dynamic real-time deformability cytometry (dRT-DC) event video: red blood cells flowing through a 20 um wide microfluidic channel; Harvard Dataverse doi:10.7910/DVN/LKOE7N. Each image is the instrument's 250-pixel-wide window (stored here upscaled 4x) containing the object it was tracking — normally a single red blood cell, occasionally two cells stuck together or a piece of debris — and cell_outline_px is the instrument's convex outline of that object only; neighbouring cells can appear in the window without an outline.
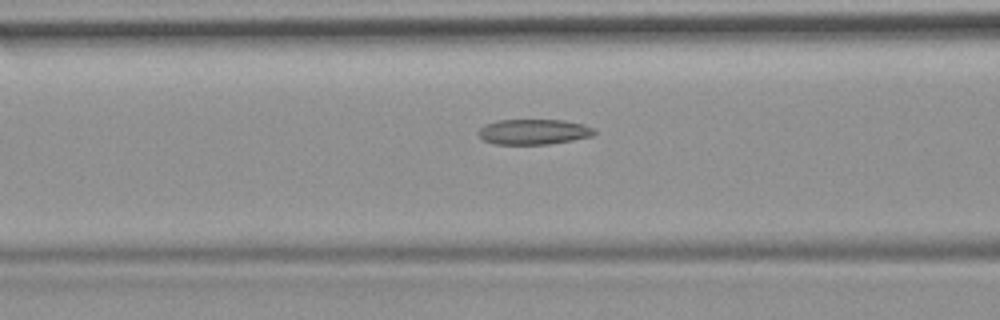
{"species": "common noctule bat (a hibernating species)", "species_latin": "Nyctalus noctula", "temperature_condition": "room temperature", "stored_images_in_passage": 53, "camera_frame_rate_fps": 3000, "um_per_image_px": 0.085, "animal": {"sex": "female", "body_mass_g": 19.9}, "frame": {"image": 1, "passage_image": 21, "time_ms": 6.667, "image_size_px": [1000, 320], "cell_outline_px": [[596, 132], [592, 136], [572, 140], [548, 144], [496, 144], [484, 140], [480, 136], [480, 128], [484, 124], [496, 120], [564, 120], [584, 124], [592, 128]], "centroid_in_image_um": [45.37, 11.19], "position_along_channel_um": 121.2, "area_um2": 16.99}}
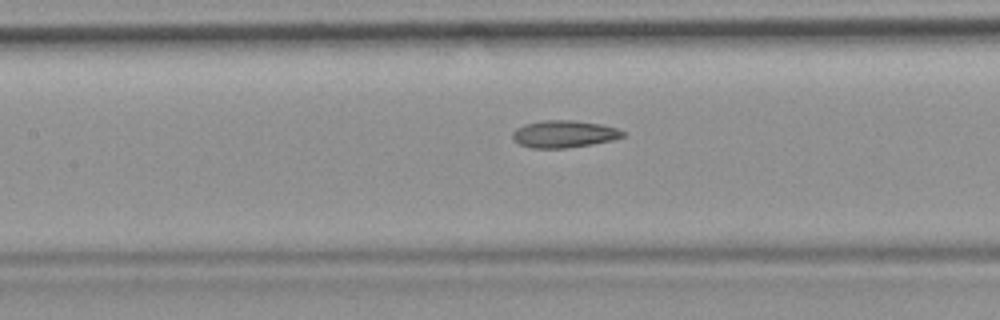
{"frame": {"image": 2, "passage_image": 24, "time_ms": 7.667, "image_size_px": [1000, 320], "cell_outline_px": [[624, 136], [612, 140], [592, 144], [568, 148], [532, 148], [520, 144], [512, 140], [512, 132], [516, 128], [524, 124], [540, 120], [572, 120], [600, 124], [616, 128], [624, 132]], "centroid_in_image_um": [47.89, 11.39], "position_along_channel_um": 159.5, "area_um2": 17.51}}
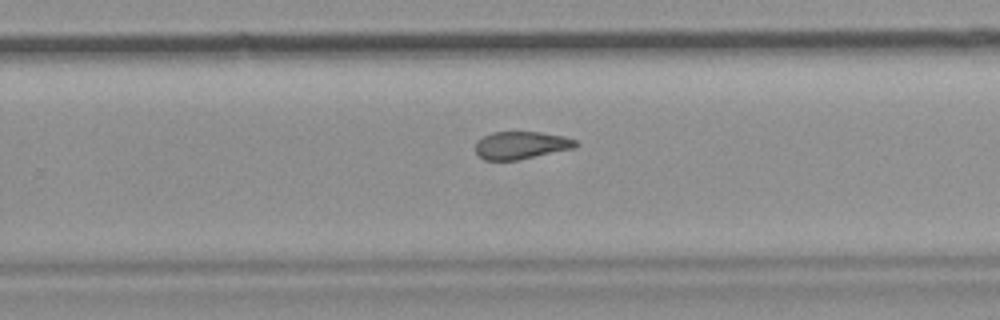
{"frame": {"image": 3, "passage_image": 34, "time_ms": 11.0, "image_size_px": [1000, 320], "cell_outline_px": [[580, 144], [572, 148], [516, 160], [484, 160], [476, 152], [476, 140], [492, 132], [540, 132], [564, 136], [576, 140]], "centroid_in_image_um": [44.27, 12.33], "position_along_channel_um": 285.5, "area_um2": 15.95}, "authors_computed_cell_mechanics": {"area_um2": 17.6868, "velocity_mm_per_s": 3.8168, "shape_relaxation_time_tau1_ms": null, "shape_relaxation_time_tau2_ms": 3.3027, "deformation_change_tau1": null, "deformation_change_tau2": 0.1008}}